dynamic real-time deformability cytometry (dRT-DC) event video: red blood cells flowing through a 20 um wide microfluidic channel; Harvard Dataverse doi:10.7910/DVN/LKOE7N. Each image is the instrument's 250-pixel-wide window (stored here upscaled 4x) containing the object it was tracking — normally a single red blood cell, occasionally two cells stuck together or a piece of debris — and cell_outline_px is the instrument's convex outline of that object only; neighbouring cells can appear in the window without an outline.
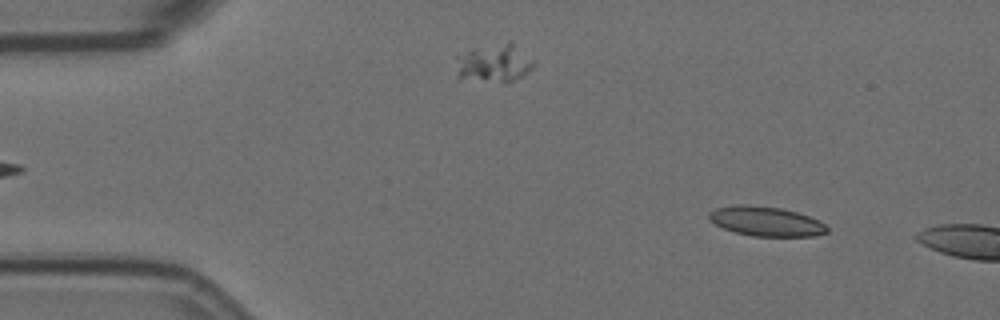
{"species": "Egyptian fruit bat (a non-hibernating species)", "species_latin": "Rousettus aegyptiacus", "temperature_condition": "room temperature", "stored_images_in_passage": 10, "camera_frame_rate_fps": 3000, "um_per_image_px": 0.085, "animal": {"sex": "female"}, "frame": {"image": 1, "passage_image": 6, "time_ms": 1.667, "image_size_px": [1000, 320], "cell_outline_px": [[828, 232], [816, 236], [752, 236], [736, 232], [724, 228], [708, 220], [708, 212], [716, 208], [736, 204], [748, 204], [780, 208], [796, 212], [820, 220], [828, 228]], "centroid_in_image_um": [65.1, 18.81], "position_along_channel_um": 19.9, "area_um2": 20.4}}